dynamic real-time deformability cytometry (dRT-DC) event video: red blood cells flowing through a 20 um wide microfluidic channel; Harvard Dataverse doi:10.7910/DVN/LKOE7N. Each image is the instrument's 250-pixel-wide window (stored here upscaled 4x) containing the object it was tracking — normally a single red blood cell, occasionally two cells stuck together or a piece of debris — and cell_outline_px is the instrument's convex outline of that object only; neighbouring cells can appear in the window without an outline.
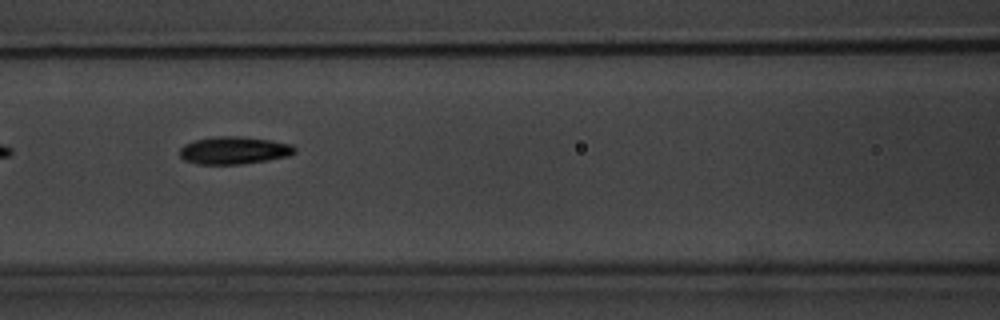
{"species": "common noctule bat (a hibernating species)", "species_latin": "Nyctalus noctula", "temperature_condition": "warm", "stored_images_in_passage": 8, "camera_frame_rate_fps": 3000, "um_per_image_px": 0.085, "animal": {"sex": "male", "body_mass_g": 20.1, "forearm_length_mm": 53.5}, "frame": {"image": 1, "passage_image": 7, "time_ms": 8.667, "image_size_px": [1000, 320], "cell_outline_px": [[296, 152], [288, 156], [268, 160], [240, 164], [196, 164], [184, 160], [180, 156], [180, 148], [184, 144], [196, 140], [216, 136], [240, 136], [272, 140], [292, 144], [296, 148]], "centroid_in_image_um": [19.9, 12.78], "position_along_channel_um": 146.7, "area_um2": 18.55}}